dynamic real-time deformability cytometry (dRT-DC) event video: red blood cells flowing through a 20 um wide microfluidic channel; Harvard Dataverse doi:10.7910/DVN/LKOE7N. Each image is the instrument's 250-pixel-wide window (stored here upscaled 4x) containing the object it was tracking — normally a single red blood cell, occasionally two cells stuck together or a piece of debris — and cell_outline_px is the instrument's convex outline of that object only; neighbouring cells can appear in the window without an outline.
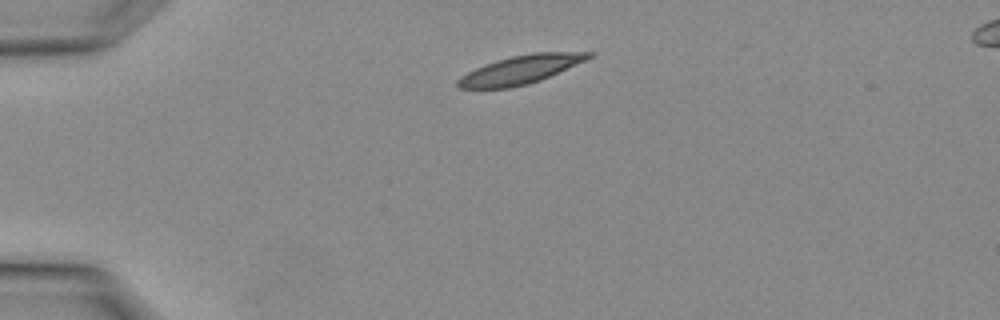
{"species": "Egyptian fruit bat (a non-hibernating species)", "species_latin": "Rousettus aegyptiacus", "temperature_condition": "warm", "stored_images_in_passage": 4, "camera_frame_rate_fps": 3000, "um_per_image_px": 0.085, "animal": {"sex": "female"}, "frame": {"image": 1, "passage_image": 4, "time_ms": 1.0, "image_size_px": [1000, 320], "cell_outline_px": [[596, 52], [592, 56], [584, 60], [540, 80], [528, 84], [512, 88], [460, 88], [456, 84], [456, 80], [460, 76], [484, 64], [496, 60], [512, 56], [532, 52]], "centroid_in_image_um": [44.19, 5.92], "position_along_channel_um": 40.8, "area_um2": 21.44}}